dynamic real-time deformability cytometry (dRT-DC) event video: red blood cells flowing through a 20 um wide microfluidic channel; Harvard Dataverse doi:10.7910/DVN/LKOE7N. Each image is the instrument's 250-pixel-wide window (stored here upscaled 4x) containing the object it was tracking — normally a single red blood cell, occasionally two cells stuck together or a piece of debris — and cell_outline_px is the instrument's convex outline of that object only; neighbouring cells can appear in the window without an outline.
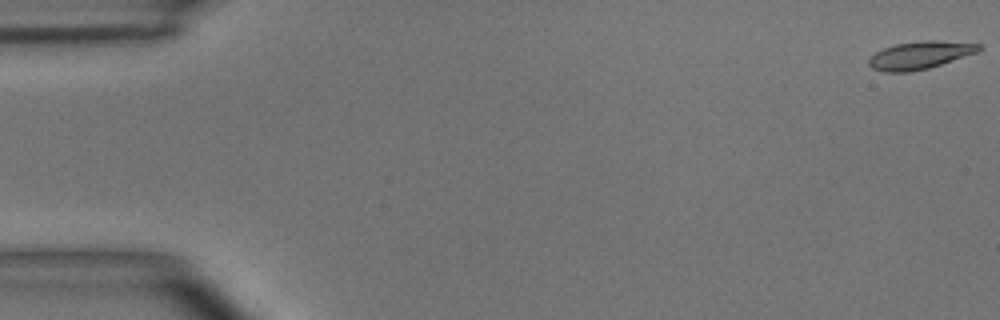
{"species": "common noctule bat (a hibernating species)", "species_latin": "Nyctalus noctula", "temperature_condition": "room temperature", "stored_images_in_passage": 51, "camera_frame_rate_fps": 3000, "um_per_image_px": 0.085, "animal": {"sex": "male", "body_mass_g": 15.6}, "frame": {"image": 1, "passage_image": 1, "time_ms": 0.0, "image_size_px": [1000, 320], "cell_outline_px": [[980, 48], [976, 52], [928, 68], [908, 72], [884, 72], [872, 68], [868, 64], [868, 60], [876, 52], [884, 48], [896, 44], [920, 40], [936, 40], [980, 44]], "centroid_in_image_um": [78.14, 4.68], "position_along_channel_um": 6.9, "area_um2": 17.46}}
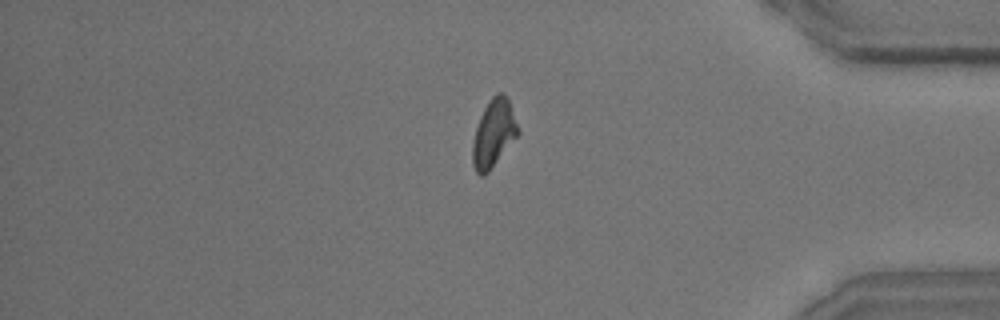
{"frame": {"image": 2, "passage_image": 43, "time_ms": 14.0, "image_size_px": [1000, 320], "cell_outline_px": [[520, 132], [488, 172], [484, 176], [480, 176], [476, 172], [472, 164], [472, 144], [476, 128], [480, 116], [484, 108], [492, 96], [496, 92], [504, 92], [508, 96], [520, 128]], "centroid_in_image_um": [41.97, 11.3], "position_along_channel_um": 393.2, "area_um2": 18.09}}
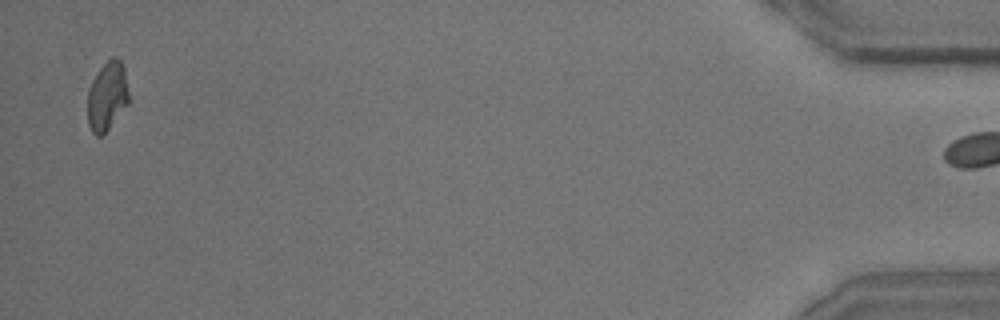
{"frame": {"image": 3, "passage_image": 50, "time_ms": 16.333, "image_size_px": [1000, 320], "cell_outline_px": [[132, 100], [108, 128], [100, 136], [96, 136], [92, 132], [88, 124], [88, 92], [92, 80], [100, 68], [112, 56], [116, 56], [120, 60], [124, 68]], "centroid_in_image_um": [9.15, 8.15], "position_along_channel_um": 426.0, "area_um2": 16.76}, "authors_computed_cell_mechanics": {"area_um2": 17.6868, "velocity_mm_per_s": 3.948, "shape_relaxation_time_tau1_ms": 5.2578, "shape_relaxation_time_tau2_ms": 8.9153, "deformation_change_tau1": 0.1574, "deformation_change_tau2": 0.1831}}